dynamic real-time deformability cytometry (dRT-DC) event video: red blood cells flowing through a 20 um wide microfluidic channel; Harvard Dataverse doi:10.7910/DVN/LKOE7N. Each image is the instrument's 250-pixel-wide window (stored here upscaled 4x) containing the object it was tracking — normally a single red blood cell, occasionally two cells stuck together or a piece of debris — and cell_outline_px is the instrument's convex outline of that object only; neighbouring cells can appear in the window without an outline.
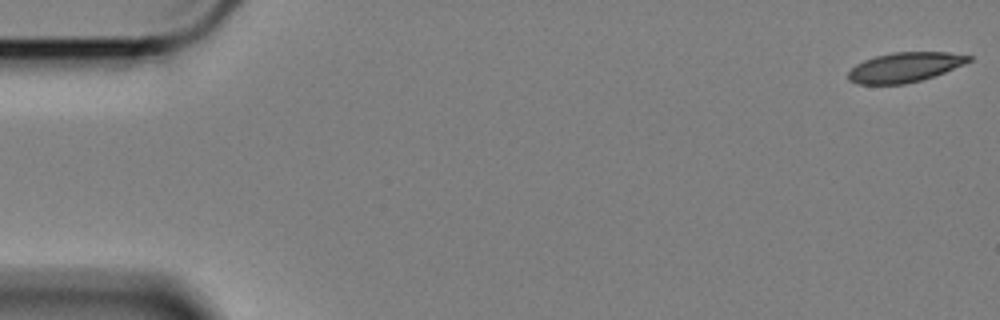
{"species": "Egyptian fruit bat (a non-hibernating species)", "species_latin": "Rousettus aegyptiacus", "temperature_condition": "cold", "stored_images_in_passage": 59, "camera_frame_rate_fps": 3000, "um_per_image_px": 0.085, "animal": {"sex": "female"}, "frame": {"image": 1, "passage_image": 1, "time_ms": 0.0, "image_size_px": [1000, 320], "cell_outline_px": [[972, 60], [964, 64], [944, 72], [920, 80], [904, 84], [856, 84], [848, 80], [848, 72], [856, 64], [864, 60], [876, 56], [892, 52], [948, 52], [972, 56]], "centroid_in_image_um": [76.89, 5.71], "position_along_channel_um": 8.1, "area_um2": 20.75}}
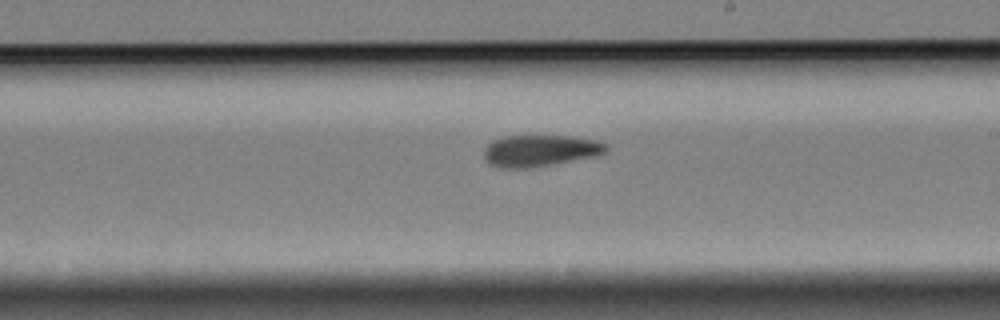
{"frame": {"image": 2, "passage_image": 34, "time_ms": 11.0, "image_size_px": [1000, 320], "cell_outline_px": [[608, 152], [600, 156], [532, 168], [500, 168], [484, 160], [484, 148], [492, 140], [504, 136], [568, 136], [596, 140], [608, 144]], "centroid_in_image_um": [45.95, 12.82], "position_along_channel_um": 243.0, "area_um2": 22.89}}
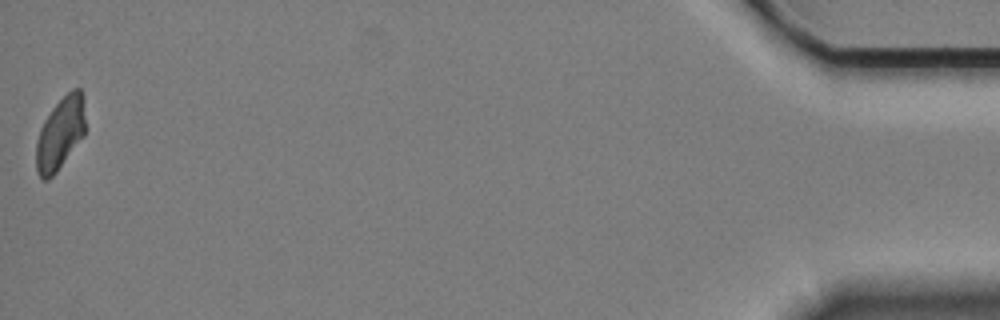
{"frame": {"image": 3, "passage_image": 59, "time_ms": 19.333, "image_size_px": [1000, 320], "cell_outline_px": [[84, 136], [56, 172], [48, 180], [40, 180], [36, 172], [36, 140], [40, 128], [44, 120], [52, 108], [72, 88], [80, 88], [84, 96]], "centroid_in_image_um": [5.1, 11.36], "position_along_channel_um": 430.1, "area_um2": 20.87}, "authors_computed_cell_mechanics": {"area_um2": 22.4842, "velocity_mm_per_s": 3.3677, "shape_relaxation_time_tau1_ms": null, "shape_relaxation_time_tau2_ms": 7.2137, "deformation_change_tau1": null, "deformation_change_tau2": 0.1254}}